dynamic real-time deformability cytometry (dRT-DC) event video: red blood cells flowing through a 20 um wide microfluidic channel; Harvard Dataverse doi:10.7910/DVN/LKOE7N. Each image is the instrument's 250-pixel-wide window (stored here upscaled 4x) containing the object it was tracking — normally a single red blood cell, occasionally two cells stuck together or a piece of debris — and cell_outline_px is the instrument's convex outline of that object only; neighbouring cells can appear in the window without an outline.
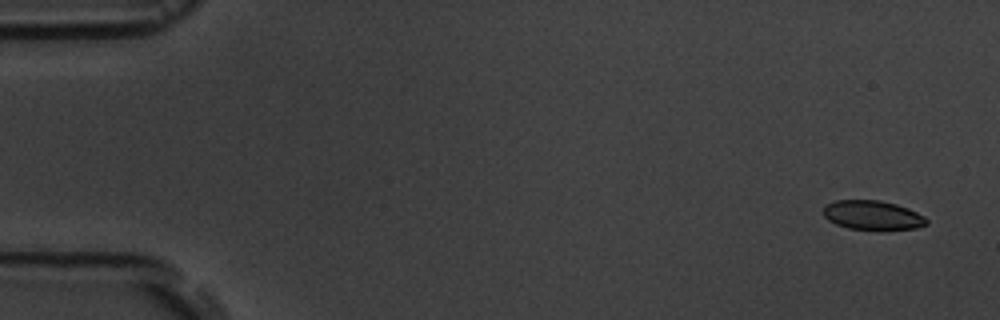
{"species": "common noctule bat (a hibernating species)", "species_latin": "Nyctalus noctula", "temperature_condition": "room temperature", "stored_images_in_passage": 6, "segment_of_instrument_passage": [1, 2], "camera_frame_rate_fps": 3000, "um_per_image_px": 0.085, "animal": {"sex": "male", "body_mass_g": 19.5, "forearm_length_mm": 54.6}, "frame": {"image": 1, "passage_image": 1, "time_ms": 0.0, "image_size_px": [1000, 320], "cell_outline_px": [[928, 224], [916, 228], [880, 232], [848, 228], [836, 224], [828, 220], [824, 216], [824, 204], [836, 200], [880, 200], [896, 204], [908, 208], [924, 216], [928, 220]], "centroid_in_image_um": [74.19, 18.32], "position_along_channel_um": 10.8, "area_um2": 18.21}}